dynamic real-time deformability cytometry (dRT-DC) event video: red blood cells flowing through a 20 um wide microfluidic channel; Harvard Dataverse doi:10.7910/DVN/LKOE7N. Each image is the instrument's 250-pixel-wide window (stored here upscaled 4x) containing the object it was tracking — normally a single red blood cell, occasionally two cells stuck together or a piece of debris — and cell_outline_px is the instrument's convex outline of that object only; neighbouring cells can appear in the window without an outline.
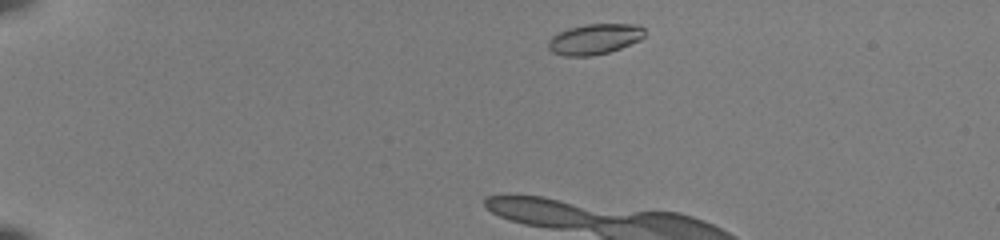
{"species": "common noctule bat (a hibernating species)", "species_latin": "Nyctalus noctula", "temperature_condition": "room temperature", "stored_images_in_passage": 7, "camera_frame_rate_fps": 3000, "um_per_image_px": 0.085, "animal": {"sex": "female", "body_mass_g": 22.0, "forearm_length_mm": 56.7}, "frame": {"image": 1, "passage_image": 2, "time_ms": 0.333, "image_size_px": [1000, 240], "cell_outline_px": [[644, 36], [640, 40], [620, 48], [608, 52], [592, 56], [564, 56], [552, 52], [548, 48], [548, 40], [552, 36], [568, 28], [588, 24], [640, 24], [644, 28]], "centroid_in_image_um": [50.54, 3.32], "position_along_channel_um": 34.5, "area_um2": 17.17}}